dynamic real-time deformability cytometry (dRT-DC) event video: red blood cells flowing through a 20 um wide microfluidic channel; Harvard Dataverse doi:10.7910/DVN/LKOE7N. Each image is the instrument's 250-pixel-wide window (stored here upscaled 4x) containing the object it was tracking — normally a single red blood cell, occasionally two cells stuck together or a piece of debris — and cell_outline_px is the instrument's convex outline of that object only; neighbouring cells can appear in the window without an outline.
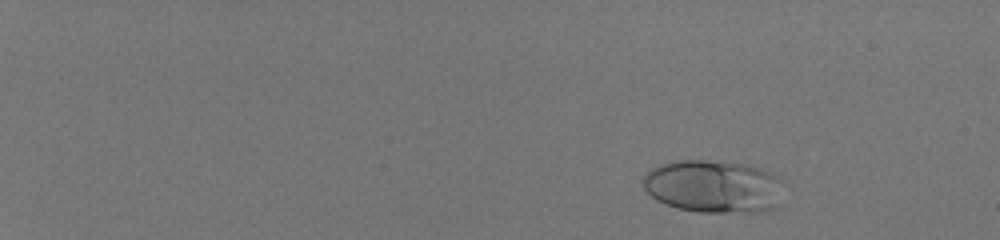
{"species": "human", "species_latin": "Homo sapiens", "temperature_condition": "room temperature", "stored_images_in_passage": 53, "camera_frame_rate_fps": 3000, "um_per_image_px": 0.085, "donor": {"sex": "male"}, "frame": {"image": 1, "passage_image": 7, "time_ms": 2.0, "image_size_px": [1000, 240], "cell_outline_px": [[780, 180], [772, 208], [756, 212], [700, 212], [676, 208], [656, 200], [644, 188], [640, 180], [652, 168], [660, 164], [676, 160], [704, 160], [744, 164], [768, 172], [776, 176]], "centroid_in_image_um": [60.5, 15.84], "position_along_channel_um": 24.5, "area_um2": 42.37}}
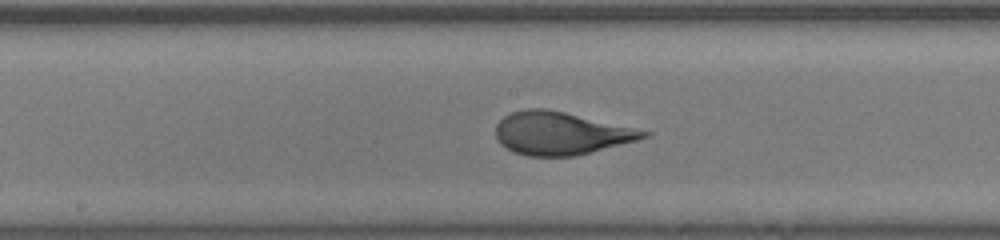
{"frame": {"image": 2, "passage_image": 33, "time_ms": 10.667, "image_size_px": [1000, 240], "cell_outline_px": [[652, 132], [648, 136], [636, 140], [576, 156], [528, 156], [512, 152], [500, 144], [496, 136], [496, 124], [504, 116], [512, 112], [524, 108], [548, 108]], "centroid_in_image_um": [47.61, 11.32], "position_along_channel_um": 200.6, "area_um2": 36.82}}
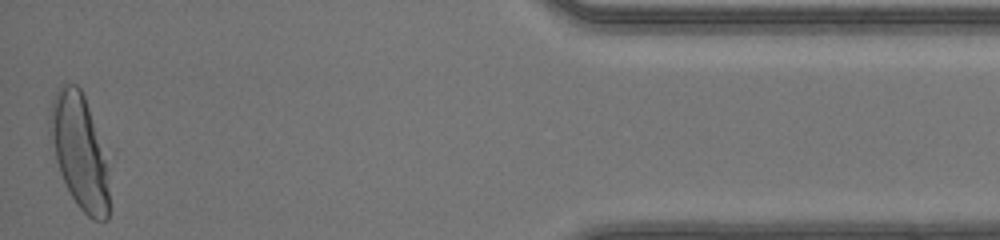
{"frame": {"image": 3, "passage_image": 53, "time_ms": 17.333, "image_size_px": [1000, 240], "cell_outline_px": [[108, 220], [92, 220], [80, 208], [72, 196], [60, 172], [56, 160], [48, 132], [48, 120], [52, 100], [56, 92], [64, 84], [76, 84], [80, 88], [84, 96], [88, 108], [104, 160], [108, 192]], "centroid_in_image_um": [6.69, 12.87], "position_along_channel_um": 428.5, "area_um2": 37.86}}